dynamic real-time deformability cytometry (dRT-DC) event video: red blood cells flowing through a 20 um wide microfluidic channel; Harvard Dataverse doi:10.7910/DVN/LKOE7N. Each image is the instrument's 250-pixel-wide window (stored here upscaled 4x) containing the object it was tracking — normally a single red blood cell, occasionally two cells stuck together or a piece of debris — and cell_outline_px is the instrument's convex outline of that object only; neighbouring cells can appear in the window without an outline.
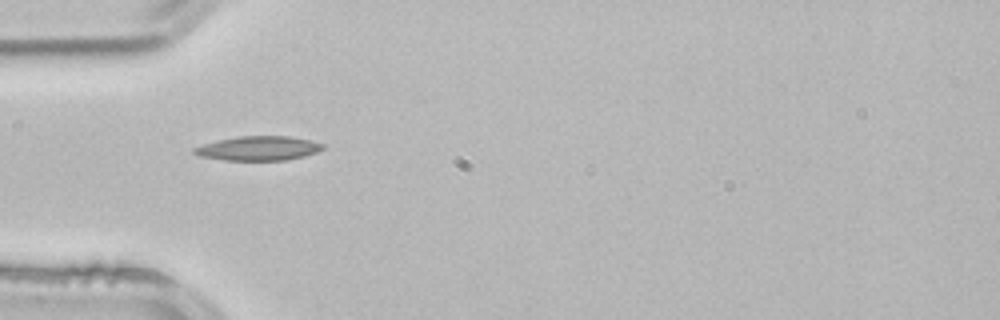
{"species": "common noctule bat (a hibernating species)", "species_latin": "Nyctalus noctula", "temperature_condition": "room temperature", "stored_images_in_passage": 2, "camera_frame_rate_fps": 3000, "um_per_image_px": 0.085, "animal": {"sex": "male", "body_mass_g": 21.5, "forearm_length_mm": 52.0}, "frame": {"image": 1, "passage_image": 1, "time_ms": 0.0, "image_size_px": [1000, 320], "cell_outline_px": [[324, 148], [316, 152], [304, 156], [288, 160], [224, 160], [200, 156], [192, 152], [192, 148], [204, 144], [220, 140], [240, 136], [288, 136], [308, 140], [324, 144]], "centroid_in_image_um": [21.96, 12.61], "position_along_channel_um": 63.0, "area_um2": 18.03}}